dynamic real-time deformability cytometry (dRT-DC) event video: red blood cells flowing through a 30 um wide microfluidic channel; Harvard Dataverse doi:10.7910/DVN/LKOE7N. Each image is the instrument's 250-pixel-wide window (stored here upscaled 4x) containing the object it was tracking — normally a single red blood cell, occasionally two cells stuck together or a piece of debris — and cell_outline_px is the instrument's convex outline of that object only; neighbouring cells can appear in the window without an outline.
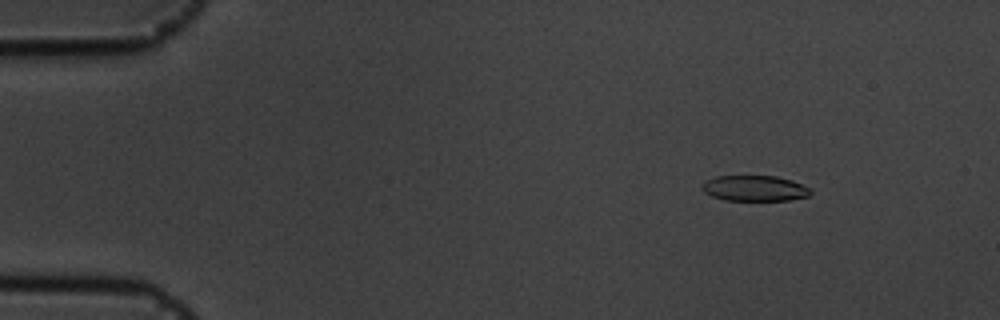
{"species": "common noctule bat (a hibernating species)", "species_latin": "Nyctalus noctula", "temperature_condition": "cold", "stored_images_in_passage": 16, "camera_frame_rate_fps": 3000, "um_per_image_px": 0.085, "animal": {"sex": "male", "body_mass_g": 19.5, "forearm_length_mm": 54.6}, "frame": {"image": 1, "passage_image": 7, "time_ms": 2.0, "image_size_px": [1000, 320], "cell_outline_px": [[812, 192], [808, 196], [788, 200], [724, 200], [712, 196], [704, 192], [700, 188], [708, 180], [716, 176], [776, 176], [792, 180], [812, 188]], "centroid_in_image_um": [64.18, 16.0], "position_along_channel_um": 20.8, "area_um2": 16.18}}